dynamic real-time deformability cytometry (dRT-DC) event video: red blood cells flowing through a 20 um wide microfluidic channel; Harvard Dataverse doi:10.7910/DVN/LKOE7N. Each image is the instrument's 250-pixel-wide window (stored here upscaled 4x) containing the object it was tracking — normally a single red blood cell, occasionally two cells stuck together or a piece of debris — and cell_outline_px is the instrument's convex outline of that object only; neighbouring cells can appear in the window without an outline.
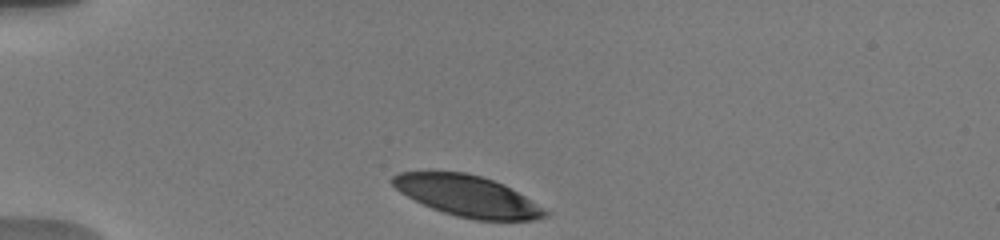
{"species": "human", "species_latin": "Homo sapiens", "temperature_condition": "warm", "stored_images_in_passage": 7, "camera_frame_rate_fps": 3000, "um_per_image_px": 0.085, "donor": {"sex": "male"}, "frame": {"image": 1, "passage_image": 1, "time_ms": 0.0, "image_size_px": [1000, 240], "cell_outline_px": [[552, 212], [548, 216], [532, 220], [476, 220], [456, 216], [432, 208], [400, 192], [392, 184], [392, 176], [400, 172], [464, 172], [480, 176], [504, 184]], "centroid_in_image_um": [39.79, 16.67], "position_along_channel_um": 45.2, "area_um2": 36.18}}
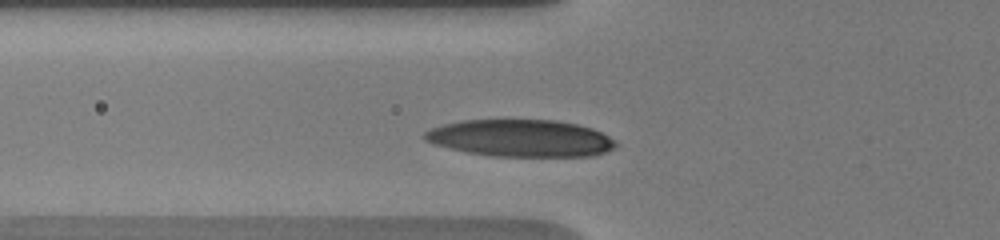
{"frame": {"image": 2, "passage_image": 6, "time_ms": 2.0, "image_size_px": [1000, 240], "cell_outline_px": [[620, 144], [616, 148], [592, 156], [492, 156], [468, 152], [432, 144], [424, 140], [420, 136], [424, 132], [432, 128], [444, 124], [464, 120], [556, 120], [576, 124], [592, 128], [616, 140]], "centroid_in_image_um": [44.26, 11.75], "position_along_channel_um": 81.5, "area_um2": 41.44}}